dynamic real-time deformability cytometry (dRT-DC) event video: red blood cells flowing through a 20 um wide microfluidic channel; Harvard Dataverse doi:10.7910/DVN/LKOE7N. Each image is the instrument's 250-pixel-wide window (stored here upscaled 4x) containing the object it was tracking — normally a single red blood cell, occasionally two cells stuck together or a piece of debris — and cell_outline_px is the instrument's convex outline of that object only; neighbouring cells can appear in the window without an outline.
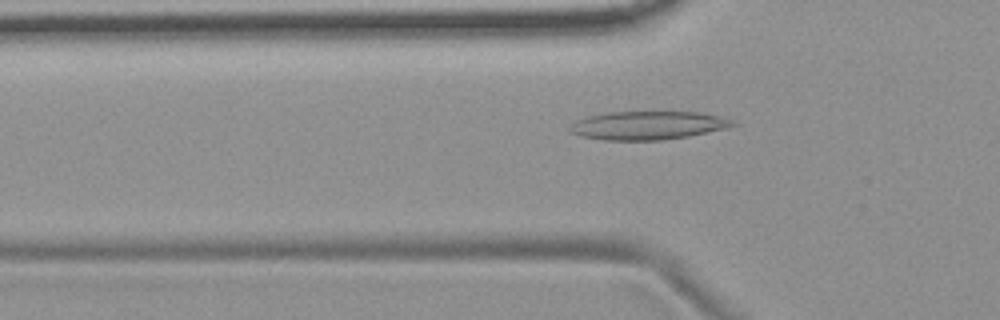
{"species": "common noctule bat (a hibernating species)", "species_latin": "Nyctalus noctula", "temperature_condition": "room temperature", "stored_images_in_passage": 40, "camera_frame_rate_fps": 3000, "um_per_image_px": 0.085, "animal": {"sex": "female", "body_mass_g": 19.9}, "frame": {"image": 1, "passage_image": 10, "time_ms": 3.0, "image_size_px": [1000, 320], "cell_outline_px": [[740, 124], [724, 128], [688, 136], [660, 140], [604, 140], [580, 136], [572, 132], [568, 128], [576, 120], [588, 116], [608, 112], [700, 112], [732, 120]], "centroid_in_image_um": [55.03, 10.66], "position_along_channel_um": 70.8, "area_um2": 26.7}}
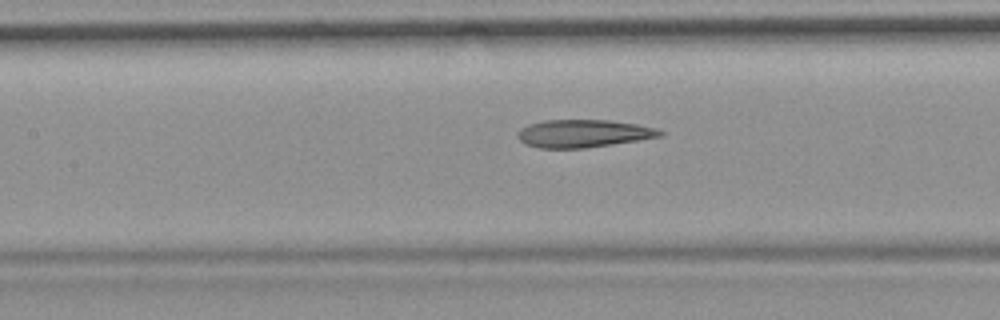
{"frame": {"image": 2, "passage_image": 17, "time_ms": 5.333, "image_size_px": [1000, 320], "cell_outline_px": [[664, 132], [660, 136], [612, 144], [584, 148], [540, 148], [524, 144], [516, 136], [516, 132], [520, 128], [528, 124], [544, 120], [608, 120], [636, 124], [656, 128]], "centroid_in_image_um": [49.5, 11.34], "position_along_channel_um": 157.9, "area_um2": 22.95}}
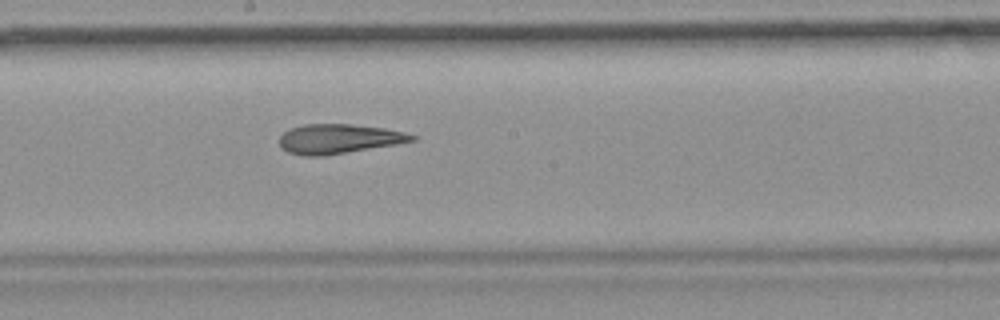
{"frame": {"image": 3, "passage_image": 22, "time_ms": 7.0, "image_size_px": [1000, 320], "cell_outline_px": [[416, 140], [396, 144], [324, 156], [304, 156], [288, 152], [280, 148], [280, 136], [288, 128], [304, 124], [352, 124], [384, 128], [404, 132], [416, 136]], "centroid_in_image_um": [28.75, 11.8], "position_along_channel_um": 219.4, "area_um2": 22.83}}